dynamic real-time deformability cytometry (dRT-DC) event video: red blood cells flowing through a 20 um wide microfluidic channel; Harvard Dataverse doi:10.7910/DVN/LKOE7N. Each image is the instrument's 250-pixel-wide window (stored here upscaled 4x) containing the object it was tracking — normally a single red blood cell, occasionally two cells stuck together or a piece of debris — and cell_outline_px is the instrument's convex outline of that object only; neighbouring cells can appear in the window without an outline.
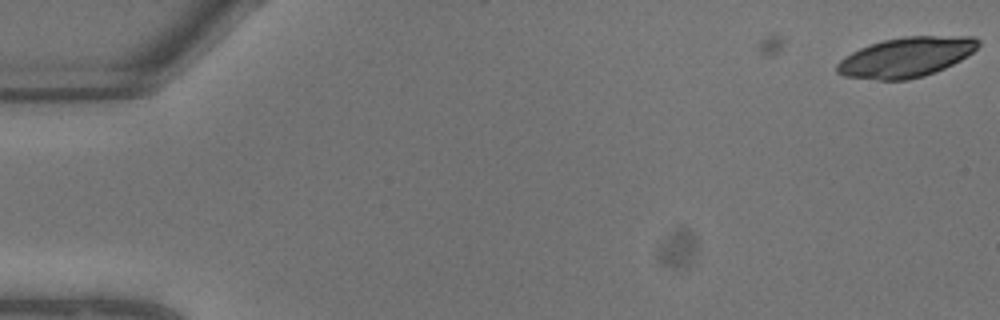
{"species": "common noctule bat (a hibernating species)", "species_latin": "Nyctalus noctula", "temperature_condition": "warm", "stored_images_in_passage": 2, "camera_frame_rate_fps": 3000, "um_per_image_px": 0.085, "animal": {"sex": "male", "body_mass_g": 13.3}, "frame": {"image": 1, "passage_image": 2, "time_ms": 0.333, "image_size_px": [1000, 320], "cell_outline_px": [[980, 44], [972, 52], [960, 60], [936, 72], [924, 76], [908, 80], [880, 80], [844, 76], [836, 72], [836, 64], [844, 56], [868, 44], [884, 40], [904, 36], [972, 36], [980, 40]], "centroid_in_image_um": [77.01, 4.86], "position_along_channel_um": 8.0, "area_um2": 32.89}}